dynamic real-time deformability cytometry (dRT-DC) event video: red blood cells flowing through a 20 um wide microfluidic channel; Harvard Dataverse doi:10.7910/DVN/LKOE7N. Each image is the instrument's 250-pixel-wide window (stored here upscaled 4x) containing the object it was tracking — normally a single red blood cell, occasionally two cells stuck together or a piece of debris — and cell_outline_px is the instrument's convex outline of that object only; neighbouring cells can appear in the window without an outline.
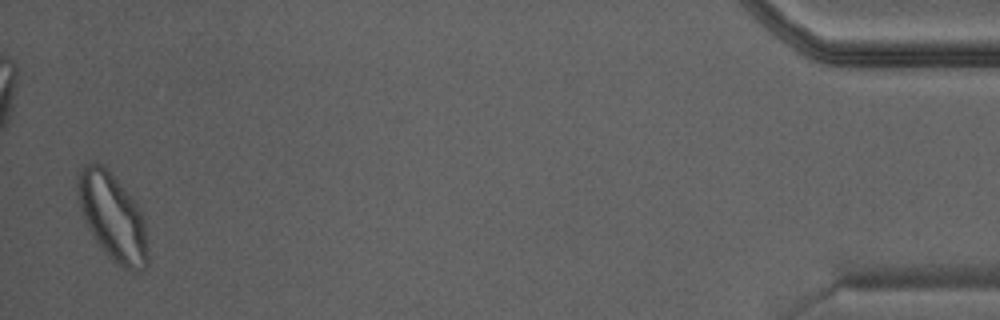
{"species": "Egyptian fruit bat (a non-hibernating species)", "species_latin": "Rousettus aegyptiacus", "temperature_condition": "warm", "stored_images_in_passage": 28, "camera_frame_rate_fps": 3000, "um_per_image_px": 0.085, "animal": {"sex": "male"}, "frame": {"image": 1, "passage_image": 28, "time_ms": 9.0, "image_size_px": [1000, 320], "cell_outline_px": [[148, 264], [144, 272], [128, 272], [120, 268], [108, 256], [96, 240], [88, 228], [84, 220], [80, 208], [76, 184], [76, 176], [84, 164], [100, 164], [116, 180], [136, 204], [144, 220], [148, 260]], "centroid_in_image_um": [9.57, 18.53], "position_along_channel_um": 425.6, "area_um2": 35.26}}